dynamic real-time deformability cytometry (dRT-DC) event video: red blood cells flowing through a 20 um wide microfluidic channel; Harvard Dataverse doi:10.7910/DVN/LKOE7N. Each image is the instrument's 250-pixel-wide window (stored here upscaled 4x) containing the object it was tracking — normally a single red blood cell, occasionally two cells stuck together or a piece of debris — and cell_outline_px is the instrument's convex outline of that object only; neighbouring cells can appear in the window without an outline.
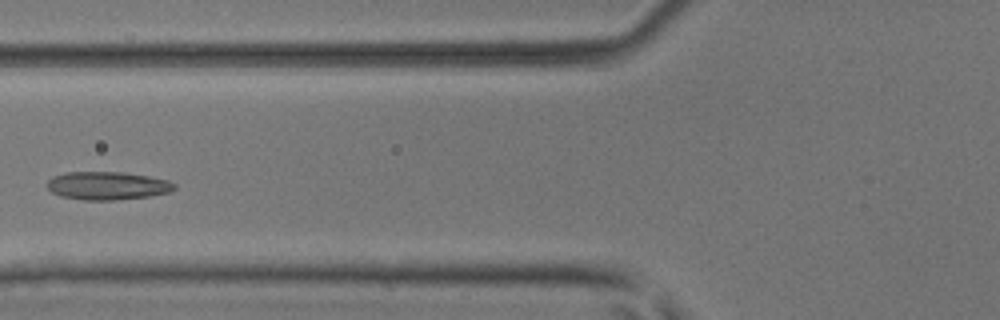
{"species": "common noctule bat (a hibernating species)", "species_latin": "Nyctalus noctula", "temperature_condition": "room temperature", "stored_images_in_passage": 6, "camera_frame_rate_fps": 3000, "um_per_image_px": 0.085, "animal": {"sex": "male", "body_mass_g": 17.9, "forearm_length_mm": 54.2}, "frame": {"image": 1, "passage_image": 5, "time_ms": 1.333, "image_size_px": [1000, 320], "cell_outline_px": [[176, 188], [168, 192], [148, 196], [112, 200], [84, 200], [60, 196], [52, 192], [48, 188], [48, 180], [52, 176], [68, 172], [124, 172], [148, 176], [168, 180], [176, 184]], "centroid_in_image_um": [9.12, 15.78], "position_along_channel_um": 116.7, "area_um2": 20.75}}
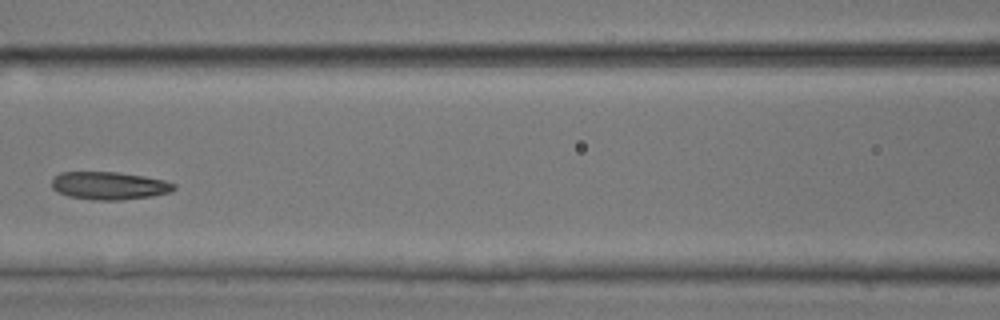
{"frame": {"image": 2, "passage_image": 6, "time_ms": 1.667, "image_size_px": [1000, 320], "cell_outline_px": [[176, 188], [172, 192], [152, 196], [120, 200], [92, 200], [68, 196], [56, 192], [52, 188], [52, 180], [60, 172], [116, 172], [144, 176], [164, 180], [176, 184]], "centroid_in_image_um": [9.29, 15.79], "position_along_channel_um": 157.3, "area_um2": 19.94}}